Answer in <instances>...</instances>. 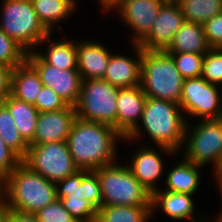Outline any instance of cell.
<instances>
[{
	"label": "cell",
	"mask_w": 222,
	"mask_h": 222,
	"mask_svg": "<svg viewBox=\"0 0 222 222\" xmlns=\"http://www.w3.org/2000/svg\"><path fill=\"white\" fill-rule=\"evenodd\" d=\"M183 81L168 52L143 50L140 86L146 97L179 104Z\"/></svg>",
	"instance_id": "cell-4"
},
{
	"label": "cell",
	"mask_w": 222,
	"mask_h": 222,
	"mask_svg": "<svg viewBox=\"0 0 222 222\" xmlns=\"http://www.w3.org/2000/svg\"><path fill=\"white\" fill-rule=\"evenodd\" d=\"M112 163L95 169L103 205L151 206L152 195L133 176L128 165Z\"/></svg>",
	"instance_id": "cell-6"
},
{
	"label": "cell",
	"mask_w": 222,
	"mask_h": 222,
	"mask_svg": "<svg viewBox=\"0 0 222 222\" xmlns=\"http://www.w3.org/2000/svg\"><path fill=\"white\" fill-rule=\"evenodd\" d=\"M194 127L189 129L186 124L184 142L187 143L184 145V158L200 166L212 162L216 170L222 160V118L203 119Z\"/></svg>",
	"instance_id": "cell-9"
},
{
	"label": "cell",
	"mask_w": 222,
	"mask_h": 222,
	"mask_svg": "<svg viewBox=\"0 0 222 222\" xmlns=\"http://www.w3.org/2000/svg\"><path fill=\"white\" fill-rule=\"evenodd\" d=\"M151 206L103 205L96 222H148Z\"/></svg>",
	"instance_id": "cell-25"
},
{
	"label": "cell",
	"mask_w": 222,
	"mask_h": 222,
	"mask_svg": "<svg viewBox=\"0 0 222 222\" xmlns=\"http://www.w3.org/2000/svg\"><path fill=\"white\" fill-rule=\"evenodd\" d=\"M20 163L21 158L5 144L0 136V182H2Z\"/></svg>",
	"instance_id": "cell-37"
},
{
	"label": "cell",
	"mask_w": 222,
	"mask_h": 222,
	"mask_svg": "<svg viewBox=\"0 0 222 222\" xmlns=\"http://www.w3.org/2000/svg\"><path fill=\"white\" fill-rule=\"evenodd\" d=\"M136 152L128 167L133 176L152 195L157 191L158 187L155 184L164 170L163 159L152 147H142Z\"/></svg>",
	"instance_id": "cell-18"
},
{
	"label": "cell",
	"mask_w": 222,
	"mask_h": 222,
	"mask_svg": "<svg viewBox=\"0 0 222 222\" xmlns=\"http://www.w3.org/2000/svg\"><path fill=\"white\" fill-rule=\"evenodd\" d=\"M0 136L5 144L21 159L26 155L29 145L21 137L9 110L0 102Z\"/></svg>",
	"instance_id": "cell-28"
},
{
	"label": "cell",
	"mask_w": 222,
	"mask_h": 222,
	"mask_svg": "<svg viewBox=\"0 0 222 222\" xmlns=\"http://www.w3.org/2000/svg\"><path fill=\"white\" fill-rule=\"evenodd\" d=\"M82 170L75 174L57 181L56 197L57 199H83L81 193ZM60 185V186H59Z\"/></svg>",
	"instance_id": "cell-34"
},
{
	"label": "cell",
	"mask_w": 222,
	"mask_h": 222,
	"mask_svg": "<svg viewBox=\"0 0 222 222\" xmlns=\"http://www.w3.org/2000/svg\"><path fill=\"white\" fill-rule=\"evenodd\" d=\"M33 105L39 113L58 111L68 106L63 98L47 86L42 87Z\"/></svg>",
	"instance_id": "cell-35"
},
{
	"label": "cell",
	"mask_w": 222,
	"mask_h": 222,
	"mask_svg": "<svg viewBox=\"0 0 222 222\" xmlns=\"http://www.w3.org/2000/svg\"><path fill=\"white\" fill-rule=\"evenodd\" d=\"M219 216H217L218 218L215 219V222H222V210L220 211V213L218 214Z\"/></svg>",
	"instance_id": "cell-46"
},
{
	"label": "cell",
	"mask_w": 222,
	"mask_h": 222,
	"mask_svg": "<svg viewBox=\"0 0 222 222\" xmlns=\"http://www.w3.org/2000/svg\"><path fill=\"white\" fill-rule=\"evenodd\" d=\"M152 213L155 208L160 207L161 210L174 220L190 219L196 222L193 217L194 203L192 195L185 193H176L169 191H160L159 188L151 197Z\"/></svg>",
	"instance_id": "cell-19"
},
{
	"label": "cell",
	"mask_w": 222,
	"mask_h": 222,
	"mask_svg": "<svg viewBox=\"0 0 222 222\" xmlns=\"http://www.w3.org/2000/svg\"><path fill=\"white\" fill-rule=\"evenodd\" d=\"M184 79L202 75L205 53H169Z\"/></svg>",
	"instance_id": "cell-30"
},
{
	"label": "cell",
	"mask_w": 222,
	"mask_h": 222,
	"mask_svg": "<svg viewBox=\"0 0 222 222\" xmlns=\"http://www.w3.org/2000/svg\"><path fill=\"white\" fill-rule=\"evenodd\" d=\"M185 21L204 24L222 12V0H181Z\"/></svg>",
	"instance_id": "cell-27"
},
{
	"label": "cell",
	"mask_w": 222,
	"mask_h": 222,
	"mask_svg": "<svg viewBox=\"0 0 222 222\" xmlns=\"http://www.w3.org/2000/svg\"><path fill=\"white\" fill-rule=\"evenodd\" d=\"M146 99L140 85L119 89L116 130L124 137V140H136L140 137L142 130L138 119L141 120Z\"/></svg>",
	"instance_id": "cell-12"
},
{
	"label": "cell",
	"mask_w": 222,
	"mask_h": 222,
	"mask_svg": "<svg viewBox=\"0 0 222 222\" xmlns=\"http://www.w3.org/2000/svg\"><path fill=\"white\" fill-rule=\"evenodd\" d=\"M76 119L75 106L39 113L34 137L29 145L66 141Z\"/></svg>",
	"instance_id": "cell-14"
},
{
	"label": "cell",
	"mask_w": 222,
	"mask_h": 222,
	"mask_svg": "<svg viewBox=\"0 0 222 222\" xmlns=\"http://www.w3.org/2000/svg\"><path fill=\"white\" fill-rule=\"evenodd\" d=\"M13 68L0 65V102L11 94Z\"/></svg>",
	"instance_id": "cell-39"
},
{
	"label": "cell",
	"mask_w": 222,
	"mask_h": 222,
	"mask_svg": "<svg viewBox=\"0 0 222 222\" xmlns=\"http://www.w3.org/2000/svg\"><path fill=\"white\" fill-rule=\"evenodd\" d=\"M77 69L82 80L103 79L111 57L110 51L99 42L76 43Z\"/></svg>",
	"instance_id": "cell-17"
},
{
	"label": "cell",
	"mask_w": 222,
	"mask_h": 222,
	"mask_svg": "<svg viewBox=\"0 0 222 222\" xmlns=\"http://www.w3.org/2000/svg\"><path fill=\"white\" fill-rule=\"evenodd\" d=\"M133 46L136 49L137 60L122 54H111L103 80L118 88L140 85L143 50L138 44Z\"/></svg>",
	"instance_id": "cell-16"
},
{
	"label": "cell",
	"mask_w": 222,
	"mask_h": 222,
	"mask_svg": "<svg viewBox=\"0 0 222 222\" xmlns=\"http://www.w3.org/2000/svg\"><path fill=\"white\" fill-rule=\"evenodd\" d=\"M7 222H40L35 214L21 213L9 209Z\"/></svg>",
	"instance_id": "cell-40"
},
{
	"label": "cell",
	"mask_w": 222,
	"mask_h": 222,
	"mask_svg": "<svg viewBox=\"0 0 222 222\" xmlns=\"http://www.w3.org/2000/svg\"><path fill=\"white\" fill-rule=\"evenodd\" d=\"M26 61L36 70L43 86L54 90L68 105L75 106L80 97L82 77L78 69H59L47 64L34 50Z\"/></svg>",
	"instance_id": "cell-11"
},
{
	"label": "cell",
	"mask_w": 222,
	"mask_h": 222,
	"mask_svg": "<svg viewBox=\"0 0 222 222\" xmlns=\"http://www.w3.org/2000/svg\"><path fill=\"white\" fill-rule=\"evenodd\" d=\"M127 0H99L101 7L109 12L112 9H119Z\"/></svg>",
	"instance_id": "cell-42"
},
{
	"label": "cell",
	"mask_w": 222,
	"mask_h": 222,
	"mask_svg": "<svg viewBox=\"0 0 222 222\" xmlns=\"http://www.w3.org/2000/svg\"><path fill=\"white\" fill-rule=\"evenodd\" d=\"M40 222H77L70 213L63 207L61 201L56 199L37 213H35Z\"/></svg>",
	"instance_id": "cell-36"
},
{
	"label": "cell",
	"mask_w": 222,
	"mask_h": 222,
	"mask_svg": "<svg viewBox=\"0 0 222 222\" xmlns=\"http://www.w3.org/2000/svg\"><path fill=\"white\" fill-rule=\"evenodd\" d=\"M49 41L46 54L37 52V54L49 65L56 66L59 69H77V51L76 43L71 41L51 42L50 34L45 38Z\"/></svg>",
	"instance_id": "cell-26"
},
{
	"label": "cell",
	"mask_w": 222,
	"mask_h": 222,
	"mask_svg": "<svg viewBox=\"0 0 222 222\" xmlns=\"http://www.w3.org/2000/svg\"><path fill=\"white\" fill-rule=\"evenodd\" d=\"M217 86L202 76L184 79L179 100L181 110L202 120L222 118V92H218Z\"/></svg>",
	"instance_id": "cell-10"
},
{
	"label": "cell",
	"mask_w": 222,
	"mask_h": 222,
	"mask_svg": "<svg viewBox=\"0 0 222 222\" xmlns=\"http://www.w3.org/2000/svg\"><path fill=\"white\" fill-rule=\"evenodd\" d=\"M162 5H180L181 0H158Z\"/></svg>",
	"instance_id": "cell-43"
},
{
	"label": "cell",
	"mask_w": 222,
	"mask_h": 222,
	"mask_svg": "<svg viewBox=\"0 0 222 222\" xmlns=\"http://www.w3.org/2000/svg\"><path fill=\"white\" fill-rule=\"evenodd\" d=\"M184 22L180 5H162L153 27L138 45L145 51H166Z\"/></svg>",
	"instance_id": "cell-13"
},
{
	"label": "cell",
	"mask_w": 222,
	"mask_h": 222,
	"mask_svg": "<svg viewBox=\"0 0 222 222\" xmlns=\"http://www.w3.org/2000/svg\"><path fill=\"white\" fill-rule=\"evenodd\" d=\"M21 162L54 183L79 170L71 157L66 141L29 145Z\"/></svg>",
	"instance_id": "cell-8"
},
{
	"label": "cell",
	"mask_w": 222,
	"mask_h": 222,
	"mask_svg": "<svg viewBox=\"0 0 222 222\" xmlns=\"http://www.w3.org/2000/svg\"><path fill=\"white\" fill-rule=\"evenodd\" d=\"M182 160L168 173L165 191L193 195L200 184L198 168L203 166L195 165L186 158Z\"/></svg>",
	"instance_id": "cell-23"
},
{
	"label": "cell",
	"mask_w": 222,
	"mask_h": 222,
	"mask_svg": "<svg viewBox=\"0 0 222 222\" xmlns=\"http://www.w3.org/2000/svg\"><path fill=\"white\" fill-rule=\"evenodd\" d=\"M43 25L52 33L57 22L68 18L76 9L75 0H31Z\"/></svg>",
	"instance_id": "cell-24"
},
{
	"label": "cell",
	"mask_w": 222,
	"mask_h": 222,
	"mask_svg": "<svg viewBox=\"0 0 222 222\" xmlns=\"http://www.w3.org/2000/svg\"><path fill=\"white\" fill-rule=\"evenodd\" d=\"M77 222H96L98 208L86 199H59Z\"/></svg>",
	"instance_id": "cell-31"
},
{
	"label": "cell",
	"mask_w": 222,
	"mask_h": 222,
	"mask_svg": "<svg viewBox=\"0 0 222 222\" xmlns=\"http://www.w3.org/2000/svg\"><path fill=\"white\" fill-rule=\"evenodd\" d=\"M201 76L207 82L211 84L222 85V49L221 48H210L205 53Z\"/></svg>",
	"instance_id": "cell-32"
},
{
	"label": "cell",
	"mask_w": 222,
	"mask_h": 222,
	"mask_svg": "<svg viewBox=\"0 0 222 222\" xmlns=\"http://www.w3.org/2000/svg\"><path fill=\"white\" fill-rule=\"evenodd\" d=\"M9 214V206L7 202V196L5 191L0 189V222H7Z\"/></svg>",
	"instance_id": "cell-41"
},
{
	"label": "cell",
	"mask_w": 222,
	"mask_h": 222,
	"mask_svg": "<svg viewBox=\"0 0 222 222\" xmlns=\"http://www.w3.org/2000/svg\"><path fill=\"white\" fill-rule=\"evenodd\" d=\"M1 103L11 113L21 137L29 145L34 137L39 111L33 104L18 100L11 94L6 96Z\"/></svg>",
	"instance_id": "cell-22"
},
{
	"label": "cell",
	"mask_w": 222,
	"mask_h": 222,
	"mask_svg": "<svg viewBox=\"0 0 222 222\" xmlns=\"http://www.w3.org/2000/svg\"><path fill=\"white\" fill-rule=\"evenodd\" d=\"M119 139L124 137L114 127L76 117L66 142L79 170L94 171L115 162Z\"/></svg>",
	"instance_id": "cell-1"
},
{
	"label": "cell",
	"mask_w": 222,
	"mask_h": 222,
	"mask_svg": "<svg viewBox=\"0 0 222 222\" xmlns=\"http://www.w3.org/2000/svg\"><path fill=\"white\" fill-rule=\"evenodd\" d=\"M210 49L203 25L185 21L166 50L168 53H206Z\"/></svg>",
	"instance_id": "cell-21"
},
{
	"label": "cell",
	"mask_w": 222,
	"mask_h": 222,
	"mask_svg": "<svg viewBox=\"0 0 222 222\" xmlns=\"http://www.w3.org/2000/svg\"><path fill=\"white\" fill-rule=\"evenodd\" d=\"M119 89L103 79L82 80L80 97L75 105L76 117L116 129Z\"/></svg>",
	"instance_id": "cell-7"
},
{
	"label": "cell",
	"mask_w": 222,
	"mask_h": 222,
	"mask_svg": "<svg viewBox=\"0 0 222 222\" xmlns=\"http://www.w3.org/2000/svg\"><path fill=\"white\" fill-rule=\"evenodd\" d=\"M214 172H215V173H222V160H221L219 166L217 167V169L214 170Z\"/></svg>",
	"instance_id": "cell-45"
},
{
	"label": "cell",
	"mask_w": 222,
	"mask_h": 222,
	"mask_svg": "<svg viewBox=\"0 0 222 222\" xmlns=\"http://www.w3.org/2000/svg\"><path fill=\"white\" fill-rule=\"evenodd\" d=\"M182 112L175 102L147 97L141 122L162 152L173 155L184 145L188 122Z\"/></svg>",
	"instance_id": "cell-3"
},
{
	"label": "cell",
	"mask_w": 222,
	"mask_h": 222,
	"mask_svg": "<svg viewBox=\"0 0 222 222\" xmlns=\"http://www.w3.org/2000/svg\"><path fill=\"white\" fill-rule=\"evenodd\" d=\"M203 29L209 47L222 49V12L206 21Z\"/></svg>",
	"instance_id": "cell-38"
},
{
	"label": "cell",
	"mask_w": 222,
	"mask_h": 222,
	"mask_svg": "<svg viewBox=\"0 0 222 222\" xmlns=\"http://www.w3.org/2000/svg\"><path fill=\"white\" fill-rule=\"evenodd\" d=\"M9 209L35 214L56 197V185L22 162L1 182Z\"/></svg>",
	"instance_id": "cell-2"
},
{
	"label": "cell",
	"mask_w": 222,
	"mask_h": 222,
	"mask_svg": "<svg viewBox=\"0 0 222 222\" xmlns=\"http://www.w3.org/2000/svg\"><path fill=\"white\" fill-rule=\"evenodd\" d=\"M215 175H216V179H217V182H218V186H219V188H220V192H221V199H222V173H215Z\"/></svg>",
	"instance_id": "cell-44"
},
{
	"label": "cell",
	"mask_w": 222,
	"mask_h": 222,
	"mask_svg": "<svg viewBox=\"0 0 222 222\" xmlns=\"http://www.w3.org/2000/svg\"><path fill=\"white\" fill-rule=\"evenodd\" d=\"M162 4L158 0H127L117 11L133 29V44H138L151 30Z\"/></svg>",
	"instance_id": "cell-15"
},
{
	"label": "cell",
	"mask_w": 222,
	"mask_h": 222,
	"mask_svg": "<svg viewBox=\"0 0 222 222\" xmlns=\"http://www.w3.org/2000/svg\"><path fill=\"white\" fill-rule=\"evenodd\" d=\"M0 29L27 53L45 42L51 32L40 21L31 0H4Z\"/></svg>",
	"instance_id": "cell-5"
},
{
	"label": "cell",
	"mask_w": 222,
	"mask_h": 222,
	"mask_svg": "<svg viewBox=\"0 0 222 222\" xmlns=\"http://www.w3.org/2000/svg\"><path fill=\"white\" fill-rule=\"evenodd\" d=\"M27 52L0 29V65L15 68L26 61Z\"/></svg>",
	"instance_id": "cell-29"
},
{
	"label": "cell",
	"mask_w": 222,
	"mask_h": 222,
	"mask_svg": "<svg viewBox=\"0 0 222 222\" xmlns=\"http://www.w3.org/2000/svg\"><path fill=\"white\" fill-rule=\"evenodd\" d=\"M82 198L91 201L98 209L102 207L100 182L95 171L82 170Z\"/></svg>",
	"instance_id": "cell-33"
},
{
	"label": "cell",
	"mask_w": 222,
	"mask_h": 222,
	"mask_svg": "<svg viewBox=\"0 0 222 222\" xmlns=\"http://www.w3.org/2000/svg\"><path fill=\"white\" fill-rule=\"evenodd\" d=\"M42 87L38 73L27 61L13 68L11 95L16 99L34 104Z\"/></svg>",
	"instance_id": "cell-20"
}]
</instances>
